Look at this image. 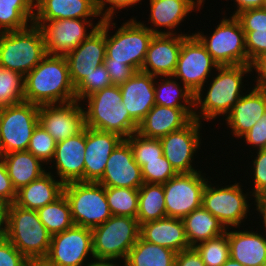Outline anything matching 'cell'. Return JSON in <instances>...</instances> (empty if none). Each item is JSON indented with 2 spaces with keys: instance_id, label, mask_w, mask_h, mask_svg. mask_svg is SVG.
Segmentation results:
<instances>
[{
  "instance_id": "obj_1",
  "label": "cell",
  "mask_w": 266,
  "mask_h": 266,
  "mask_svg": "<svg viewBox=\"0 0 266 266\" xmlns=\"http://www.w3.org/2000/svg\"><path fill=\"white\" fill-rule=\"evenodd\" d=\"M246 85L248 87H245ZM251 86V65L219 66L203 87L194 94V119L203 124L204 121H212L211 124L215 123L216 126V120L222 122Z\"/></svg>"
},
{
  "instance_id": "obj_2",
  "label": "cell",
  "mask_w": 266,
  "mask_h": 266,
  "mask_svg": "<svg viewBox=\"0 0 266 266\" xmlns=\"http://www.w3.org/2000/svg\"><path fill=\"white\" fill-rule=\"evenodd\" d=\"M24 99L36 105L76 101L65 56L47 54L24 76Z\"/></svg>"
},
{
  "instance_id": "obj_3",
  "label": "cell",
  "mask_w": 266,
  "mask_h": 266,
  "mask_svg": "<svg viewBox=\"0 0 266 266\" xmlns=\"http://www.w3.org/2000/svg\"><path fill=\"white\" fill-rule=\"evenodd\" d=\"M217 175L218 174H216L218 180L214 183L213 177L210 178L204 188L202 206L216 217L226 229L243 227V225L249 226L250 223H254L253 221L255 219L252 218L255 212L253 211L254 196L250 190L246 188L247 186H243L244 183L245 185L247 183L246 176L244 175L242 177L243 180L240 179V181H243L242 184L239 180L237 182V179L235 180L234 177L232 178L234 181L230 180V178H227V181H223V179L220 181ZM228 180L229 184L224 183L228 182Z\"/></svg>"
},
{
  "instance_id": "obj_4",
  "label": "cell",
  "mask_w": 266,
  "mask_h": 266,
  "mask_svg": "<svg viewBox=\"0 0 266 266\" xmlns=\"http://www.w3.org/2000/svg\"><path fill=\"white\" fill-rule=\"evenodd\" d=\"M85 127L111 132L127 139L136 133L139 124L122 103L119 85L96 91L81 101Z\"/></svg>"
},
{
  "instance_id": "obj_5",
  "label": "cell",
  "mask_w": 266,
  "mask_h": 266,
  "mask_svg": "<svg viewBox=\"0 0 266 266\" xmlns=\"http://www.w3.org/2000/svg\"><path fill=\"white\" fill-rule=\"evenodd\" d=\"M136 18L137 16H131L126 22H121L120 26H117L116 19L105 20V59L125 63L136 71H141L150 40L154 34L139 22V18Z\"/></svg>"
},
{
  "instance_id": "obj_6",
  "label": "cell",
  "mask_w": 266,
  "mask_h": 266,
  "mask_svg": "<svg viewBox=\"0 0 266 266\" xmlns=\"http://www.w3.org/2000/svg\"><path fill=\"white\" fill-rule=\"evenodd\" d=\"M51 236L37 210L25 209L15 203L7 205L4 237L27 259L46 258Z\"/></svg>"
},
{
  "instance_id": "obj_7",
  "label": "cell",
  "mask_w": 266,
  "mask_h": 266,
  "mask_svg": "<svg viewBox=\"0 0 266 266\" xmlns=\"http://www.w3.org/2000/svg\"><path fill=\"white\" fill-rule=\"evenodd\" d=\"M222 18L214 30L200 31L193 34L200 40L213 60L219 66L251 65L245 47V32L240 21L233 16H228L222 10ZM224 14V15H223ZM227 15V16H226Z\"/></svg>"
},
{
  "instance_id": "obj_8",
  "label": "cell",
  "mask_w": 266,
  "mask_h": 266,
  "mask_svg": "<svg viewBox=\"0 0 266 266\" xmlns=\"http://www.w3.org/2000/svg\"><path fill=\"white\" fill-rule=\"evenodd\" d=\"M47 55L40 28L30 24L18 31L0 33V67L25 76Z\"/></svg>"
},
{
  "instance_id": "obj_9",
  "label": "cell",
  "mask_w": 266,
  "mask_h": 266,
  "mask_svg": "<svg viewBox=\"0 0 266 266\" xmlns=\"http://www.w3.org/2000/svg\"><path fill=\"white\" fill-rule=\"evenodd\" d=\"M92 230L95 261L123 263L140 237V225L136 218L112 215Z\"/></svg>"
},
{
  "instance_id": "obj_10",
  "label": "cell",
  "mask_w": 266,
  "mask_h": 266,
  "mask_svg": "<svg viewBox=\"0 0 266 266\" xmlns=\"http://www.w3.org/2000/svg\"><path fill=\"white\" fill-rule=\"evenodd\" d=\"M74 225L94 228L103 224L112 214L105 195V187L95 182H70L64 184Z\"/></svg>"
},
{
  "instance_id": "obj_11",
  "label": "cell",
  "mask_w": 266,
  "mask_h": 266,
  "mask_svg": "<svg viewBox=\"0 0 266 266\" xmlns=\"http://www.w3.org/2000/svg\"><path fill=\"white\" fill-rule=\"evenodd\" d=\"M39 124V105L22 102L2 107L0 115V156L27 151L34 129Z\"/></svg>"
},
{
  "instance_id": "obj_12",
  "label": "cell",
  "mask_w": 266,
  "mask_h": 266,
  "mask_svg": "<svg viewBox=\"0 0 266 266\" xmlns=\"http://www.w3.org/2000/svg\"><path fill=\"white\" fill-rule=\"evenodd\" d=\"M210 177L204 170H199L178 173L164 183L166 216L183 219L193 210L202 207L203 191Z\"/></svg>"
},
{
  "instance_id": "obj_13",
  "label": "cell",
  "mask_w": 266,
  "mask_h": 266,
  "mask_svg": "<svg viewBox=\"0 0 266 266\" xmlns=\"http://www.w3.org/2000/svg\"><path fill=\"white\" fill-rule=\"evenodd\" d=\"M206 123L203 125L197 119H193L184 128L170 132L166 136L160 138L163 155L170 162L171 166L177 173H191L202 170L197 168L195 159L198 158V153L203 146L205 137L202 138ZM201 135V136H200ZM203 139V140H202ZM198 153V154H197ZM198 155V156H197ZM197 156V157H196Z\"/></svg>"
},
{
  "instance_id": "obj_14",
  "label": "cell",
  "mask_w": 266,
  "mask_h": 266,
  "mask_svg": "<svg viewBox=\"0 0 266 266\" xmlns=\"http://www.w3.org/2000/svg\"><path fill=\"white\" fill-rule=\"evenodd\" d=\"M45 259L53 266H90L95 262L92 230L74 225L52 235Z\"/></svg>"
},
{
  "instance_id": "obj_15",
  "label": "cell",
  "mask_w": 266,
  "mask_h": 266,
  "mask_svg": "<svg viewBox=\"0 0 266 266\" xmlns=\"http://www.w3.org/2000/svg\"><path fill=\"white\" fill-rule=\"evenodd\" d=\"M218 67L200 40L191 34L182 42L173 76L195 94Z\"/></svg>"
},
{
  "instance_id": "obj_16",
  "label": "cell",
  "mask_w": 266,
  "mask_h": 266,
  "mask_svg": "<svg viewBox=\"0 0 266 266\" xmlns=\"http://www.w3.org/2000/svg\"><path fill=\"white\" fill-rule=\"evenodd\" d=\"M95 19H62L34 23L43 35L48 55L66 56L101 25Z\"/></svg>"
},
{
  "instance_id": "obj_17",
  "label": "cell",
  "mask_w": 266,
  "mask_h": 266,
  "mask_svg": "<svg viewBox=\"0 0 266 266\" xmlns=\"http://www.w3.org/2000/svg\"><path fill=\"white\" fill-rule=\"evenodd\" d=\"M145 1V0H143ZM148 4V21H139L147 27L153 34L166 35H191L185 31L182 32L179 26L186 21V17L201 12L206 0H147ZM194 12V13H192ZM190 14V15H189ZM147 22V23H146ZM150 25V26H148ZM163 29V30H162ZM177 30V31H176Z\"/></svg>"
},
{
  "instance_id": "obj_18",
  "label": "cell",
  "mask_w": 266,
  "mask_h": 266,
  "mask_svg": "<svg viewBox=\"0 0 266 266\" xmlns=\"http://www.w3.org/2000/svg\"><path fill=\"white\" fill-rule=\"evenodd\" d=\"M39 124L56 142L80 133L85 128L81 102L39 105Z\"/></svg>"
},
{
  "instance_id": "obj_19",
  "label": "cell",
  "mask_w": 266,
  "mask_h": 266,
  "mask_svg": "<svg viewBox=\"0 0 266 266\" xmlns=\"http://www.w3.org/2000/svg\"><path fill=\"white\" fill-rule=\"evenodd\" d=\"M85 128L78 134L56 143L47 171L63 184L84 182Z\"/></svg>"
},
{
  "instance_id": "obj_20",
  "label": "cell",
  "mask_w": 266,
  "mask_h": 266,
  "mask_svg": "<svg viewBox=\"0 0 266 266\" xmlns=\"http://www.w3.org/2000/svg\"><path fill=\"white\" fill-rule=\"evenodd\" d=\"M105 20L86 40L65 57L69 66L72 85L76 87L86 75L104 64L106 57Z\"/></svg>"
},
{
  "instance_id": "obj_21",
  "label": "cell",
  "mask_w": 266,
  "mask_h": 266,
  "mask_svg": "<svg viewBox=\"0 0 266 266\" xmlns=\"http://www.w3.org/2000/svg\"><path fill=\"white\" fill-rule=\"evenodd\" d=\"M265 112L266 90L251 86L232 107L230 113L223 119L222 123L220 122L221 125H226L223 129L227 128L226 130L229 134V138L232 136L228 143H236L235 140L238 142Z\"/></svg>"
},
{
  "instance_id": "obj_22",
  "label": "cell",
  "mask_w": 266,
  "mask_h": 266,
  "mask_svg": "<svg viewBox=\"0 0 266 266\" xmlns=\"http://www.w3.org/2000/svg\"><path fill=\"white\" fill-rule=\"evenodd\" d=\"M257 227L253 229L251 224L247 228L243 226L226 229L230 258L243 266H266V226L260 224Z\"/></svg>"
},
{
  "instance_id": "obj_23",
  "label": "cell",
  "mask_w": 266,
  "mask_h": 266,
  "mask_svg": "<svg viewBox=\"0 0 266 266\" xmlns=\"http://www.w3.org/2000/svg\"><path fill=\"white\" fill-rule=\"evenodd\" d=\"M123 140L118 134L85 127L84 182L101 180L108 158Z\"/></svg>"
},
{
  "instance_id": "obj_24",
  "label": "cell",
  "mask_w": 266,
  "mask_h": 266,
  "mask_svg": "<svg viewBox=\"0 0 266 266\" xmlns=\"http://www.w3.org/2000/svg\"><path fill=\"white\" fill-rule=\"evenodd\" d=\"M104 187L139 189L144 183L141 167L135 162L130 144L124 139L111 153L101 180Z\"/></svg>"
},
{
  "instance_id": "obj_25",
  "label": "cell",
  "mask_w": 266,
  "mask_h": 266,
  "mask_svg": "<svg viewBox=\"0 0 266 266\" xmlns=\"http://www.w3.org/2000/svg\"><path fill=\"white\" fill-rule=\"evenodd\" d=\"M187 36L154 34L141 71L155 77L173 76L182 42Z\"/></svg>"
},
{
  "instance_id": "obj_26",
  "label": "cell",
  "mask_w": 266,
  "mask_h": 266,
  "mask_svg": "<svg viewBox=\"0 0 266 266\" xmlns=\"http://www.w3.org/2000/svg\"><path fill=\"white\" fill-rule=\"evenodd\" d=\"M194 109L155 104L139 123L137 133L146 138L160 139L187 126L194 119Z\"/></svg>"
},
{
  "instance_id": "obj_27",
  "label": "cell",
  "mask_w": 266,
  "mask_h": 266,
  "mask_svg": "<svg viewBox=\"0 0 266 266\" xmlns=\"http://www.w3.org/2000/svg\"><path fill=\"white\" fill-rule=\"evenodd\" d=\"M155 76L137 71L119 85L122 103L130 116L139 124L155 105Z\"/></svg>"
},
{
  "instance_id": "obj_28",
  "label": "cell",
  "mask_w": 266,
  "mask_h": 266,
  "mask_svg": "<svg viewBox=\"0 0 266 266\" xmlns=\"http://www.w3.org/2000/svg\"><path fill=\"white\" fill-rule=\"evenodd\" d=\"M99 19L95 0H35L33 23L62 19ZM98 18V19H97Z\"/></svg>"
},
{
  "instance_id": "obj_29",
  "label": "cell",
  "mask_w": 266,
  "mask_h": 266,
  "mask_svg": "<svg viewBox=\"0 0 266 266\" xmlns=\"http://www.w3.org/2000/svg\"><path fill=\"white\" fill-rule=\"evenodd\" d=\"M140 237L146 242L164 246L176 253L190 248L182 219L166 217L140 225Z\"/></svg>"
},
{
  "instance_id": "obj_30",
  "label": "cell",
  "mask_w": 266,
  "mask_h": 266,
  "mask_svg": "<svg viewBox=\"0 0 266 266\" xmlns=\"http://www.w3.org/2000/svg\"><path fill=\"white\" fill-rule=\"evenodd\" d=\"M63 188L64 184L47 171L38 179L21 187L14 203L25 209L38 210L58 199L63 194Z\"/></svg>"
},
{
  "instance_id": "obj_31",
  "label": "cell",
  "mask_w": 266,
  "mask_h": 266,
  "mask_svg": "<svg viewBox=\"0 0 266 266\" xmlns=\"http://www.w3.org/2000/svg\"><path fill=\"white\" fill-rule=\"evenodd\" d=\"M0 158L16 191L47 172V165L28 151H14Z\"/></svg>"
},
{
  "instance_id": "obj_32",
  "label": "cell",
  "mask_w": 266,
  "mask_h": 266,
  "mask_svg": "<svg viewBox=\"0 0 266 266\" xmlns=\"http://www.w3.org/2000/svg\"><path fill=\"white\" fill-rule=\"evenodd\" d=\"M182 221L190 247L226 232L224 225L203 206L193 210Z\"/></svg>"
},
{
  "instance_id": "obj_33",
  "label": "cell",
  "mask_w": 266,
  "mask_h": 266,
  "mask_svg": "<svg viewBox=\"0 0 266 266\" xmlns=\"http://www.w3.org/2000/svg\"><path fill=\"white\" fill-rule=\"evenodd\" d=\"M176 252L170 248L146 242L141 237L130 249L123 266H174Z\"/></svg>"
},
{
  "instance_id": "obj_34",
  "label": "cell",
  "mask_w": 266,
  "mask_h": 266,
  "mask_svg": "<svg viewBox=\"0 0 266 266\" xmlns=\"http://www.w3.org/2000/svg\"><path fill=\"white\" fill-rule=\"evenodd\" d=\"M154 87L155 104L173 108H194V93L174 76L155 77Z\"/></svg>"
},
{
  "instance_id": "obj_35",
  "label": "cell",
  "mask_w": 266,
  "mask_h": 266,
  "mask_svg": "<svg viewBox=\"0 0 266 266\" xmlns=\"http://www.w3.org/2000/svg\"><path fill=\"white\" fill-rule=\"evenodd\" d=\"M35 0H0V33L18 31L33 24Z\"/></svg>"
},
{
  "instance_id": "obj_36",
  "label": "cell",
  "mask_w": 266,
  "mask_h": 266,
  "mask_svg": "<svg viewBox=\"0 0 266 266\" xmlns=\"http://www.w3.org/2000/svg\"><path fill=\"white\" fill-rule=\"evenodd\" d=\"M166 217L163 184L143 183L139 188L136 216L139 225Z\"/></svg>"
},
{
  "instance_id": "obj_37",
  "label": "cell",
  "mask_w": 266,
  "mask_h": 266,
  "mask_svg": "<svg viewBox=\"0 0 266 266\" xmlns=\"http://www.w3.org/2000/svg\"><path fill=\"white\" fill-rule=\"evenodd\" d=\"M37 214L51 235L63 232L74 226L70 204L64 193L54 202L39 208Z\"/></svg>"
},
{
  "instance_id": "obj_38",
  "label": "cell",
  "mask_w": 266,
  "mask_h": 266,
  "mask_svg": "<svg viewBox=\"0 0 266 266\" xmlns=\"http://www.w3.org/2000/svg\"><path fill=\"white\" fill-rule=\"evenodd\" d=\"M105 195L112 215L136 218L139 189L105 187Z\"/></svg>"
},
{
  "instance_id": "obj_39",
  "label": "cell",
  "mask_w": 266,
  "mask_h": 266,
  "mask_svg": "<svg viewBox=\"0 0 266 266\" xmlns=\"http://www.w3.org/2000/svg\"><path fill=\"white\" fill-rule=\"evenodd\" d=\"M24 76L0 67V107L24 102Z\"/></svg>"
},
{
  "instance_id": "obj_40",
  "label": "cell",
  "mask_w": 266,
  "mask_h": 266,
  "mask_svg": "<svg viewBox=\"0 0 266 266\" xmlns=\"http://www.w3.org/2000/svg\"><path fill=\"white\" fill-rule=\"evenodd\" d=\"M205 266H222L230 258L228 235L224 233L214 239L194 246Z\"/></svg>"
},
{
  "instance_id": "obj_41",
  "label": "cell",
  "mask_w": 266,
  "mask_h": 266,
  "mask_svg": "<svg viewBox=\"0 0 266 266\" xmlns=\"http://www.w3.org/2000/svg\"><path fill=\"white\" fill-rule=\"evenodd\" d=\"M135 162L141 167L144 183L164 184L178 174L164 155L158 159Z\"/></svg>"
},
{
  "instance_id": "obj_42",
  "label": "cell",
  "mask_w": 266,
  "mask_h": 266,
  "mask_svg": "<svg viewBox=\"0 0 266 266\" xmlns=\"http://www.w3.org/2000/svg\"><path fill=\"white\" fill-rule=\"evenodd\" d=\"M247 156V158H250L249 160L252 159V161H248L247 168L245 169L247 172H245V174L247 176L250 173L249 177H251V179L246 177L248 183H251L248 185V189H250V192L255 197L259 192L266 188V149L249 152V155ZM248 170L250 171L248 172Z\"/></svg>"
},
{
  "instance_id": "obj_43",
  "label": "cell",
  "mask_w": 266,
  "mask_h": 266,
  "mask_svg": "<svg viewBox=\"0 0 266 266\" xmlns=\"http://www.w3.org/2000/svg\"><path fill=\"white\" fill-rule=\"evenodd\" d=\"M56 143L54 138L38 124L32 133L27 151L45 165H49L54 157Z\"/></svg>"
},
{
  "instance_id": "obj_44",
  "label": "cell",
  "mask_w": 266,
  "mask_h": 266,
  "mask_svg": "<svg viewBox=\"0 0 266 266\" xmlns=\"http://www.w3.org/2000/svg\"><path fill=\"white\" fill-rule=\"evenodd\" d=\"M113 85L110 75L104 64L96 67L89 75L75 87L76 101L81 102L83 99L96 91L102 90Z\"/></svg>"
},
{
  "instance_id": "obj_45",
  "label": "cell",
  "mask_w": 266,
  "mask_h": 266,
  "mask_svg": "<svg viewBox=\"0 0 266 266\" xmlns=\"http://www.w3.org/2000/svg\"><path fill=\"white\" fill-rule=\"evenodd\" d=\"M125 140L130 144L134 160L158 159L163 155L160 139L146 138L136 132Z\"/></svg>"
},
{
  "instance_id": "obj_46",
  "label": "cell",
  "mask_w": 266,
  "mask_h": 266,
  "mask_svg": "<svg viewBox=\"0 0 266 266\" xmlns=\"http://www.w3.org/2000/svg\"><path fill=\"white\" fill-rule=\"evenodd\" d=\"M241 140V141H240ZM236 144L239 145L240 147L238 148V153L241 154L240 152L245 150L243 149V146L245 145L246 150H249L250 152L255 151V150H263L266 149V112L262 115V117L256 122L254 126L250 130H248ZM244 140V141H243ZM243 141V142H242ZM243 144V145H242ZM242 149L239 152V149ZM252 148V150H251Z\"/></svg>"
},
{
  "instance_id": "obj_47",
  "label": "cell",
  "mask_w": 266,
  "mask_h": 266,
  "mask_svg": "<svg viewBox=\"0 0 266 266\" xmlns=\"http://www.w3.org/2000/svg\"><path fill=\"white\" fill-rule=\"evenodd\" d=\"M143 0H95L96 9L100 16V19H117V13L122 12L121 10H129L128 8H136L140 6ZM109 5V6H108ZM116 15V16H115Z\"/></svg>"
},
{
  "instance_id": "obj_48",
  "label": "cell",
  "mask_w": 266,
  "mask_h": 266,
  "mask_svg": "<svg viewBox=\"0 0 266 266\" xmlns=\"http://www.w3.org/2000/svg\"><path fill=\"white\" fill-rule=\"evenodd\" d=\"M244 32L247 56L252 63L261 54L266 53V30Z\"/></svg>"
},
{
  "instance_id": "obj_49",
  "label": "cell",
  "mask_w": 266,
  "mask_h": 266,
  "mask_svg": "<svg viewBox=\"0 0 266 266\" xmlns=\"http://www.w3.org/2000/svg\"><path fill=\"white\" fill-rule=\"evenodd\" d=\"M236 18L240 21L243 31L266 30V10L263 8L243 11Z\"/></svg>"
},
{
  "instance_id": "obj_50",
  "label": "cell",
  "mask_w": 266,
  "mask_h": 266,
  "mask_svg": "<svg viewBox=\"0 0 266 266\" xmlns=\"http://www.w3.org/2000/svg\"><path fill=\"white\" fill-rule=\"evenodd\" d=\"M26 259L9 240L0 238V266H23Z\"/></svg>"
},
{
  "instance_id": "obj_51",
  "label": "cell",
  "mask_w": 266,
  "mask_h": 266,
  "mask_svg": "<svg viewBox=\"0 0 266 266\" xmlns=\"http://www.w3.org/2000/svg\"><path fill=\"white\" fill-rule=\"evenodd\" d=\"M104 65L110 75L113 85L125 83L137 71L125 63L112 62V59H105Z\"/></svg>"
},
{
  "instance_id": "obj_52",
  "label": "cell",
  "mask_w": 266,
  "mask_h": 266,
  "mask_svg": "<svg viewBox=\"0 0 266 266\" xmlns=\"http://www.w3.org/2000/svg\"><path fill=\"white\" fill-rule=\"evenodd\" d=\"M16 197L17 191L12 185L3 160L0 158V200L8 205L14 203Z\"/></svg>"
},
{
  "instance_id": "obj_53",
  "label": "cell",
  "mask_w": 266,
  "mask_h": 266,
  "mask_svg": "<svg viewBox=\"0 0 266 266\" xmlns=\"http://www.w3.org/2000/svg\"><path fill=\"white\" fill-rule=\"evenodd\" d=\"M252 86L266 90V53L261 54L252 64ZM255 72V75H254Z\"/></svg>"
},
{
  "instance_id": "obj_54",
  "label": "cell",
  "mask_w": 266,
  "mask_h": 266,
  "mask_svg": "<svg viewBox=\"0 0 266 266\" xmlns=\"http://www.w3.org/2000/svg\"><path fill=\"white\" fill-rule=\"evenodd\" d=\"M174 266H205L199 253L190 247L176 254Z\"/></svg>"
},
{
  "instance_id": "obj_55",
  "label": "cell",
  "mask_w": 266,
  "mask_h": 266,
  "mask_svg": "<svg viewBox=\"0 0 266 266\" xmlns=\"http://www.w3.org/2000/svg\"><path fill=\"white\" fill-rule=\"evenodd\" d=\"M254 211L257 217L256 215H254L255 217L253 216V218H257L259 221L261 219V221L257 223L256 221L258 220H255V225H257L258 223V225H260V223H262L263 226H266V188L254 197Z\"/></svg>"
},
{
  "instance_id": "obj_56",
  "label": "cell",
  "mask_w": 266,
  "mask_h": 266,
  "mask_svg": "<svg viewBox=\"0 0 266 266\" xmlns=\"http://www.w3.org/2000/svg\"><path fill=\"white\" fill-rule=\"evenodd\" d=\"M233 1L234 11H230V16L236 17L239 13L249 10L262 8L264 0H230Z\"/></svg>"
},
{
  "instance_id": "obj_57",
  "label": "cell",
  "mask_w": 266,
  "mask_h": 266,
  "mask_svg": "<svg viewBox=\"0 0 266 266\" xmlns=\"http://www.w3.org/2000/svg\"><path fill=\"white\" fill-rule=\"evenodd\" d=\"M6 207L7 204L0 200V238L4 236L5 232Z\"/></svg>"
},
{
  "instance_id": "obj_58",
  "label": "cell",
  "mask_w": 266,
  "mask_h": 266,
  "mask_svg": "<svg viewBox=\"0 0 266 266\" xmlns=\"http://www.w3.org/2000/svg\"><path fill=\"white\" fill-rule=\"evenodd\" d=\"M23 266H53L45 258L26 259Z\"/></svg>"
},
{
  "instance_id": "obj_59",
  "label": "cell",
  "mask_w": 266,
  "mask_h": 266,
  "mask_svg": "<svg viewBox=\"0 0 266 266\" xmlns=\"http://www.w3.org/2000/svg\"><path fill=\"white\" fill-rule=\"evenodd\" d=\"M90 266H123L119 262L95 261Z\"/></svg>"
},
{
  "instance_id": "obj_60",
  "label": "cell",
  "mask_w": 266,
  "mask_h": 266,
  "mask_svg": "<svg viewBox=\"0 0 266 266\" xmlns=\"http://www.w3.org/2000/svg\"><path fill=\"white\" fill-rule=\"evenodd\" d=\"M222 266H243V265L229 258Z\"/></svg>"
},
{
  "instance_id": "obj_61",
  "label": "cell",
  "mask_w": 266,
  "mask_h": 266,
  "mask_svg": "<svg viewBox=\"0 0 266 266\" xmlns=\"http://www.w3.org/2000/svg\"><path fill=\"white\" fill-rule=\"evenodd\" d=\"M262 8L266 10V0H264V4H263Z\"/></svg>"
}]
</instances>
